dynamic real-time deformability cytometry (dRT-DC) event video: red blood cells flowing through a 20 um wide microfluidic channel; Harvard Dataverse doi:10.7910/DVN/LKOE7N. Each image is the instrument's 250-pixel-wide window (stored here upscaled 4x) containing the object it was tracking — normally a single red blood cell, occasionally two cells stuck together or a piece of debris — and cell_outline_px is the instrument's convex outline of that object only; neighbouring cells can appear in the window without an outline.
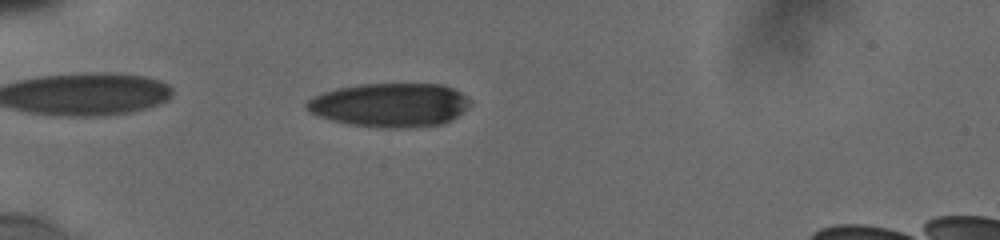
{"species": "human", "species_latin": "Homo sapiens", "temperature_condition": "cold", "stored_images_in_passage": 81, "camera_frame_rate_fps": 3000, "um_per_image_px": 0.085, "donor": {"sex": "male"}, "frame": {"image": 1, "passage_image": 7, "time_ms": 0.667, "image_size_px": [1000, 240], "cell_outline_px": [[472, 104], [468, 108], [452, 120], [444, 124], [408, 128], [384, 128], [348, 124], [332, 120], [308, 112], [304, 108], [304, 104], [312, 96], [320, 92], [336, 88], [360, 84], [440, 84], [452, 88], [468, 96], [472, 100]], "centroid_in_image_um": [33.15, 8.92], "position_along_channel_um": 51.9, "area_um2": 42.43}}
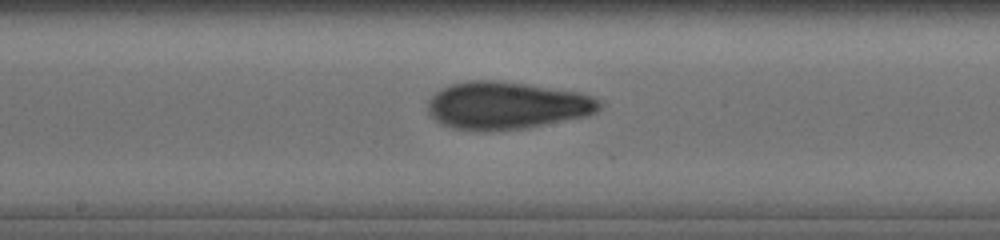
{"frame": {"image": 2, "passage_image": 38, "time_ms": 5.333, "image_size_px": [1000, 240], "cell_outline_px": [[604, 104], [596, 112], [588, 116], [524, 128], [484, 132], [456, 128], [440, 124], [428, 112], [428, 100], [440, 88], [452, 84], [468, 80], [496, 80], [528, 84], [576, 92], [592, 96], [600, 100]], "centroid_in_image_um": [43.06, 8.97], "position_along_channel_um": 205.1, "area_um2": 47.69}}
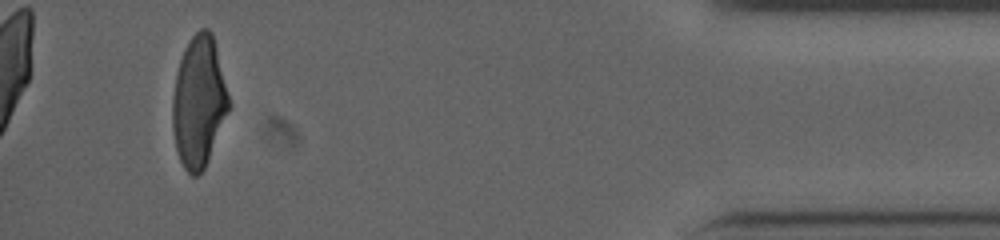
{"frame": {"image": 3, "passage_image": 75, "time_ms": 12.333, "image_size_px": [1000, 240], "cell_outline_px": [[232, 104], [208, 160], [204, 168], [196, 176], [192, 176], [184, 168], [180, 160], [176, 148], [172, 128], [172, 96], [176, 72], [184, 48], [192, 36], [200, 28], [208, 28], [212, 32]], "centroid_in_image_um": [16.91, 8.63], "position_along_channel_um": 418.3, "area_um2": 43.29}, "authors_computed_cell_mechanics": {"area_um2": 45.3152, "velocity_mm_per_s": 3.844, "shape_relaxation_time_tau1_ms": 5.9138, "shape_relaxation_time_tau2_ms": 1.9101, "deformation_change_tau1": 0.1995, "deformation_change_tau2": 0.0812}}